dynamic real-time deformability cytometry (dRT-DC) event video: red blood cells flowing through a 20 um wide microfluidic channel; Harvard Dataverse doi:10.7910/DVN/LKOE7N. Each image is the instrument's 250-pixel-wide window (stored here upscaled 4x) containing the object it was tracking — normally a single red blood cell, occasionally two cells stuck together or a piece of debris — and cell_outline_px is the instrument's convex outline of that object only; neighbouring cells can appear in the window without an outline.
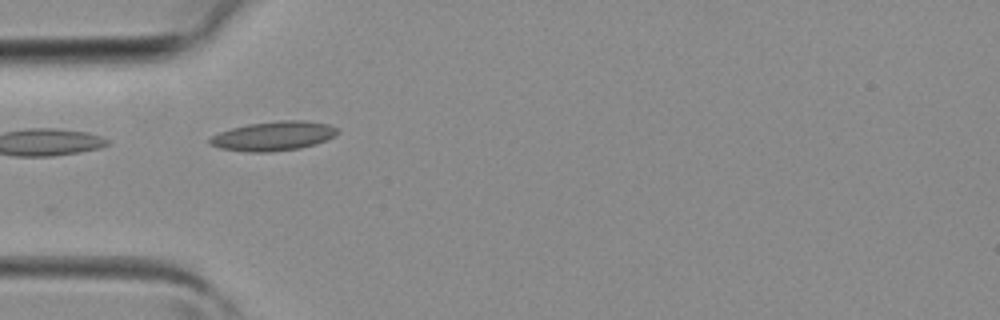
{"species": "common noctule bat (a hibernating species)", "species_latin": "Nyctalus noctula", "temperature_condition": "room temperature", "stored_images_in_passage": 4, "camera_frame_rate_fps": 3000, "um_per_image_px": 0.085, "animal": {"sex": "female", "body_mass_g": 19.3, "forearm_length_mm": 54.1}, "frame": {"image": 1, "passage_image": 4, "time_ms": 1.0, "image_size_px": [1000, 320], "cell_outline_px": [[340, 132], [336, 136], [316, 144], [300, 148], [272, 152], [248, 152], [220, 148], [208, 144], [208, 140], [212, 136], [220, 132], [232, 128], [248, 124], [280, 120], [304, 120], [328, 124], [340, 128]], "centroid_in_image_um": [23.29, 11.56], "position_along_channel_um": 61.7, "area_um2": 22.02}}